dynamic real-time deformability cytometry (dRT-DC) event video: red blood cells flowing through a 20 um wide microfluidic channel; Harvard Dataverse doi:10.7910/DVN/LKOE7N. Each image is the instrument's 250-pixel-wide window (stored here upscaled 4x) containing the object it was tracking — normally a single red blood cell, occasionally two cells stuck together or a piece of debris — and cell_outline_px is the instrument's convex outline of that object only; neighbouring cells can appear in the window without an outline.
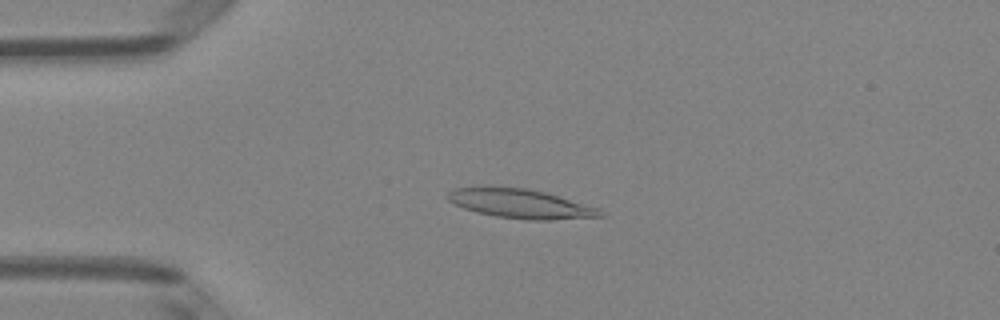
{"species": "Egyptian fruit bat (a non-hibernating species)", "species_latin": "Rousettus aegyptiacus", "temperature_condition": "room temperature", "stored_images_in_passage": 50, "camera_frame_rate_fps": 3000, "um_per_image_px": 0.085, "animal": {"sex": "female"}, "frame": {"image": 1, "passage_image": 12, "time_ms": 3.667, "image_size_px": [1000, 320], "cell_outline_px": [[604, 216], [552, 220], [528, 220], [496, 216], [476, 212], [464, 208], [448, 200], [448, 192], [452, 188], [488, 184], [524, 188], [544, 192], [600, 208], [604, 212]], "centroid_in_image_um": [44.19, 17.28], "position_along_channel_um": 40.8, "area_um2": 26.47}}
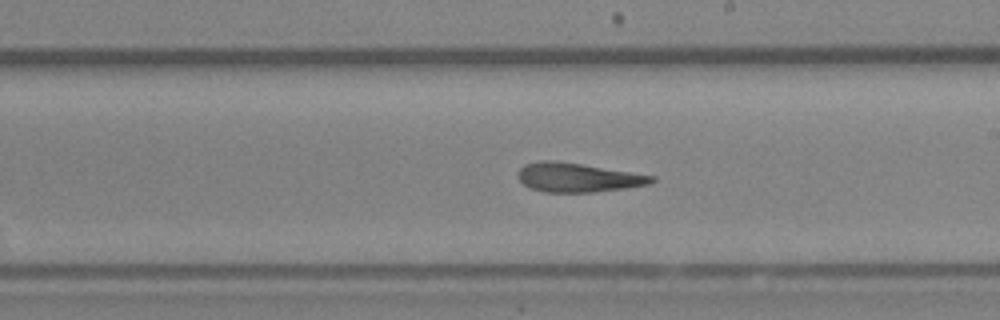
{"frame": {"image": 2, "passage_image": 29, "time_ms": 9.333, "image_size_px": [1000, 320], "cell_outline_px": [[656, 180], [648, 184], [624, 188], [592, 192], [544, 192], [532, 188], [524, 184], [516, 176], [516, 172], [524, 164], [540, 160], [552, 160], [580, 164], [656, 176]], "centroid_in_image_um": [49.07, 15.08], "position_along_channel_um": 239.9, "area_um2": 22.48}}
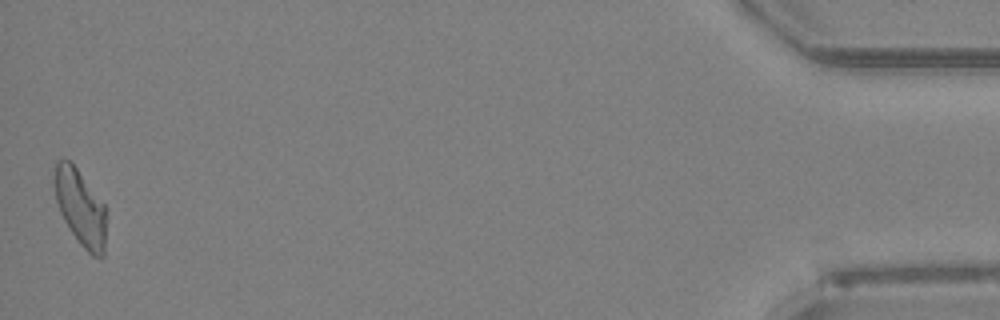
{"frame": {"image": 3, "passage_image": 50, "time_ms": 16.333, "image_size_px": [1000, 320], "cell_outline_px": [[104, 256], [92, 256], [80, 244], [64, 220], [60, 212], [56, 200], [52, 180], [56, 160], [68, 160], [76, 168], [104, 204]], "centroid_in_image_um": [6.78, 17.61], "position_along_channel_um": 428.4, "area_um2": 22.48}, "authors_computed_cell_mechanics": {"area_um2": 23.5824, "velocity_mm_per_s": 4.0092, "shape_relaxation_time_tau1_ms": null, "shape_relaxation_time_tau2_ms": 2.7282, "deformation_change_tau1": null, "deformation_change_tau2": 0.1316}}